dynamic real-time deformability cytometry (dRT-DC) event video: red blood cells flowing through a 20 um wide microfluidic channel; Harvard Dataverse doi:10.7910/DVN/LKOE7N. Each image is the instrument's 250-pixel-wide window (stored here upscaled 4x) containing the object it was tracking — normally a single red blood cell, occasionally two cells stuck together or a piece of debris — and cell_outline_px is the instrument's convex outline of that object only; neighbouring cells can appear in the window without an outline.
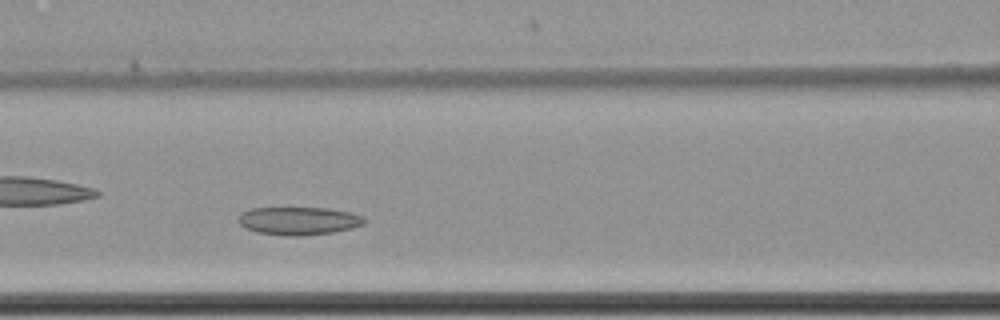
{"species": "common noctule bat (a hibernating species)", "species_latin": "Nyctalus noctula", "temperature_condition": "cold", "stored_images_in_passage": 45, "camera_frame_rate_fps": 3000, "um_per_image_px": 0.085, "animal": {"sex": "female", "body_mass_g": 22.7, "forearm_length_mm": 54.2}, "frame": {"image": 1, "passage_image": 14, "time_ms": 4.333, "image_size_px": [1000, 320], "cell_outline_px": [[368, 220], [364, 224], [352, 228], [332, 232], [304, 236], [288, 236], [256, 232], [244, 228], [236, 220], [240, 212], [252, 208], [328, 208], [348, 212], [364, 216]], "centroid_in_image_um": [25.36, 18.77], "position_along_channel_um": 141.2, "area_um2": 20.81}}
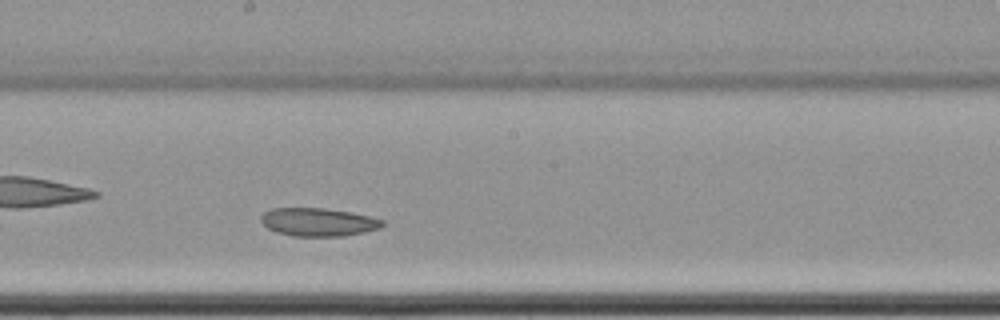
{"frame": {"image": 2, "passage_image": 21, "time_ms": 6.667, "image_size_px": [1000, 320], "cell_outline_px": [[384, 224], [380, 228], [364, 232], [344, 236], [292, 236], [276, 232], [268, 228], [260, 220], [260, 216], [264, 212], [272, 208], [324, 208], [352, 212], [384, 220]], "centroid_in_image_um": [27.04, 18.87], "position_along_channel_um": 221.2, "area_um2": 20.0}}
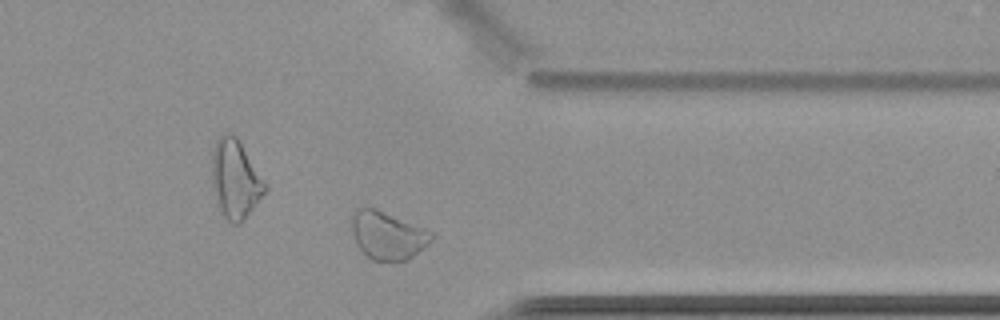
{"frame": {"image": 3, "passage_image": 35, "time_ms": 11.333, "image_size_px": [1000, 320], "cell_outline_px": [[436, 236], [424, 248], [408, 260], [392, 264], [372, 260], [356, 244], [348, 220], [352, 212], [360, 204], [372, 208], [436, 232]], "centroid_in_image_um": [32.93, 20.02], "position_along_channel_um": 378.5, "area_um2": 23.18}, "authors_computed_cell_mechanics": {"area_um2": 21.675, "velocity_mm_per_s": 3.4339, "shape_relaxation_time_tau1_ms": null, "shape_relaxation_time_tau2_ms": 5.9815, "deformation_change_tau1": null, "deformation_change_tau2": 0.0878}}